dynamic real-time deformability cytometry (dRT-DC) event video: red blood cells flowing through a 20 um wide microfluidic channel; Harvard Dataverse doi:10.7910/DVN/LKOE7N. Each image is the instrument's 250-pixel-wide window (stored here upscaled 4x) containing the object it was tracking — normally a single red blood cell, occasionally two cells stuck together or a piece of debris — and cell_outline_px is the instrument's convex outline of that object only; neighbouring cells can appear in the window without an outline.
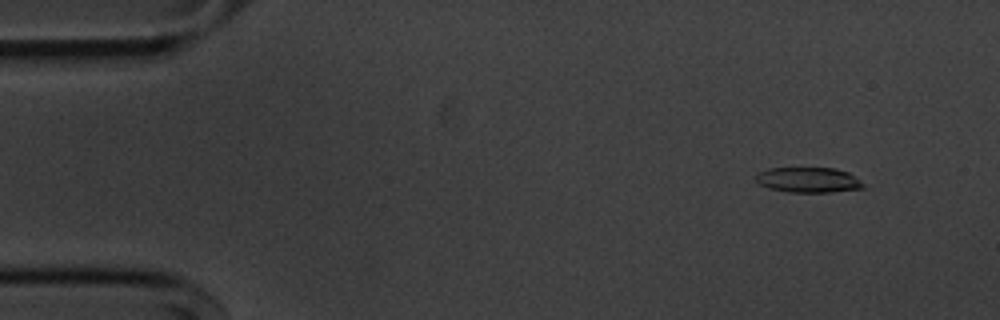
{"species": "common noctule bat (a hibernating species)", "species_latin": "Nyctalus noctula", "temperature_condition": "cold", "stored_images_in_passage": 10, "camera_frame_rate_fps": 3000, "um_per_image_px": 0.085, "animal": {"sex": "male", "body_mass_g": 20.1, "forearm_length_mm": 53.5}, "frame": {"image": 1, "passage_image": 2, "time_ms": 0.333, "image_size_px": [1000, 320], "cell_outline_px": [[864, 188], [832, 192], [788, 192], [768, 188], [760, 184], [756, 180], [756, 172], [768, 168], [836, 168], [848, 172], [864, 184]], "centroid_in_image_um": [68.68, 15.29], "position_along_channel_um": 16.3, "area_um2": 15.84}}